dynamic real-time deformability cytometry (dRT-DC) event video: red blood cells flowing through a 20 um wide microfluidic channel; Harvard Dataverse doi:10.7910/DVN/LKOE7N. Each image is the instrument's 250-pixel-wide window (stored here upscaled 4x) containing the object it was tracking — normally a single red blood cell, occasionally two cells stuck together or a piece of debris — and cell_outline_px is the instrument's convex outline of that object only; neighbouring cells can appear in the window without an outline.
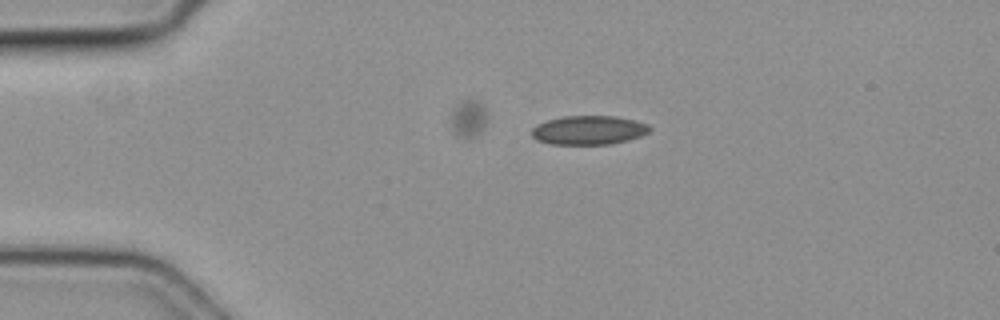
{"species": "common noctule bat (a hibernating species)", "species_latin": "Nyctalus noctula", "temperature_condition": "cold", "stored_images_in_passage": 34, "camera_frame_rate_fps": 3000, "um_per_image_px": 0.085, "animal": {"sex": "female", "body_mass_g": 19.3, "forearm_length_mm": 54.1}, "frame": {"image": 1, "passage_image": 2, "time_ms": 0.333, "image_size_px": [1000, 320], "cell_outline_px": [[652, 128], [648, 132], [640, 136], [628, 140], [612, 144], [548, 144], [536, 140], [532, 136], [532, 128], [536, 124], [548, 120], [564, 116], [616, 116], [636, 120], [648, 124]], "centroid_in_image_um": [50.04, 11.06], "position_along_channel_um": 35.0, "area_um2": 20.06}}
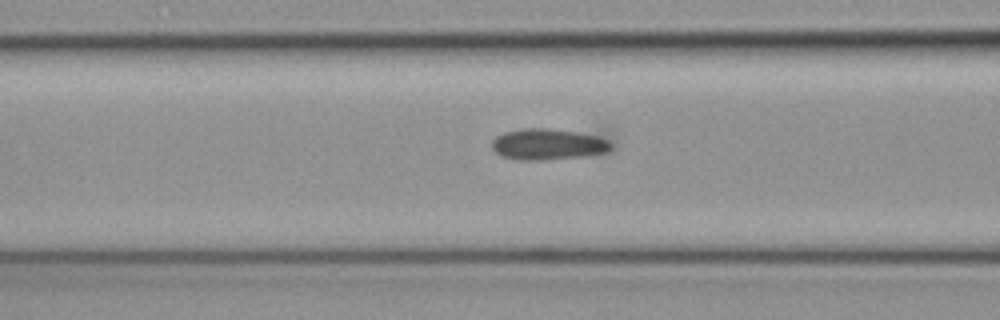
{"frame": {"image": 2, "passage_image": 12, "time_ms": 3.667, "image_size_px": [1000, 320], "cell_outline_px": [[616, 144], [608, 152], [592, 156], [544, 160], [516, 160], [504, 156], [496, 152], [492, 148], [492, 140], [496, 136], [504, 132], [520, 128], [604, 124], [612, 128]], "centroid_in_image_um": [47.16, 12.09], "position_along_channel_um": 119.4, "area_um2": 26.01}}
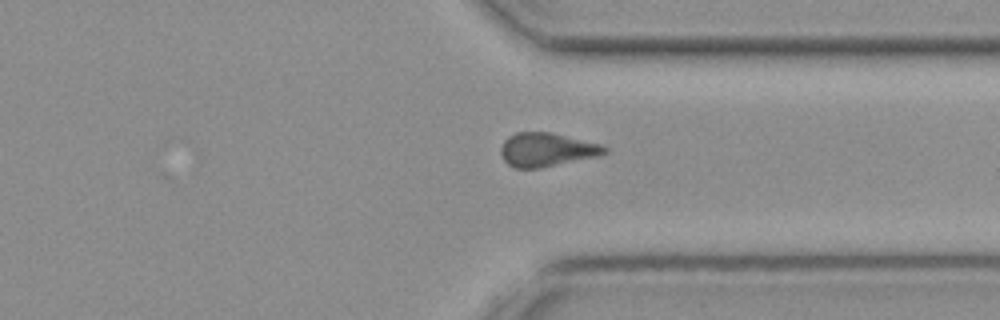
{"frame": {"image": 3, "passage_image": 31, "time_ms": 10.0, "image_size_px": [1000, 320], "cell_outline_px": [[608, 152], [600, 156], [540, 168], [512, 168], [504, 160], [500, 152], [500, 148], [504, 140], [508, 136], [516, 132], [552, 132], [600, 144], [608, 148]], "centroid_in_image_um": [46.47, 12.72], "position_along_channel_um": 364.9, "area_um2": 20.58}}